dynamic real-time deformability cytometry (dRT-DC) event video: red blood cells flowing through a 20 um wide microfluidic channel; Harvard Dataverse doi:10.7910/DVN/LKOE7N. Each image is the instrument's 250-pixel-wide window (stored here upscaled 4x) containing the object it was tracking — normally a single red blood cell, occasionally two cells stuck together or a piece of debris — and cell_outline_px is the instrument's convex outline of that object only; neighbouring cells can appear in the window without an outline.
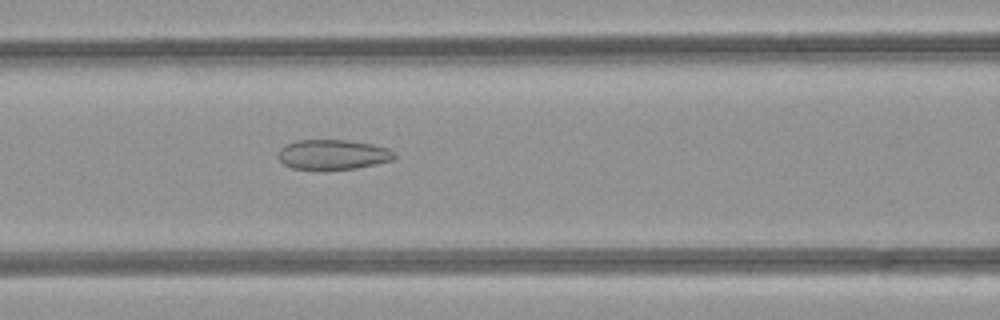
{"species": "common noctule bat (a hibernating species)", "species_latin": "Nyctalus noctula", "temperature_condition": "room temperature", "stored_images_in_passage": 40, "camera_frame_rate_fps": 3000, "um_per_image_px": 0.085, "animal": {"sex": "female", "body_mass_g": 21.9}, "frame": {"image": 1, "passage_image": 12, "time_ms": 3.667, "image_size_px": [1000, 320], "cell_outline_px": [[396, 156], [392, 160], [356, 168], [292, 168], [284, 164], [276, 156], [280, 148], [296, 140], [348, 140], [372, 144], [388, 148], [396, 152]], "centroid_in_image_um": [28.3, 13.11], "position_along_channel_um": 138.3, "area_um2": 19.94}}
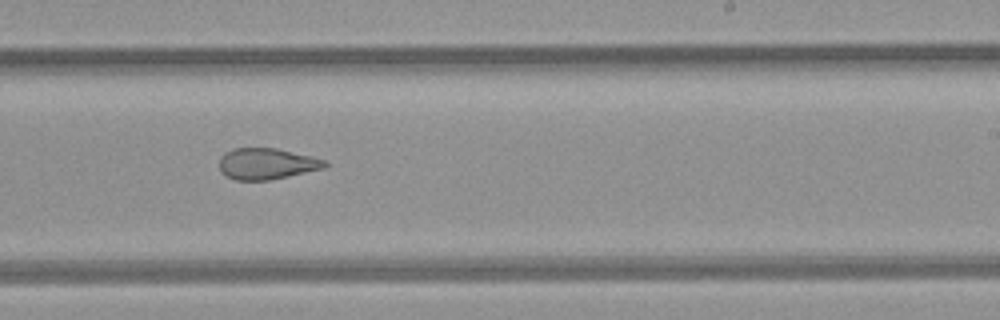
{"frame": {"image": 2, "passage_image": 21, "time_ms": 6.667, "image_size_px": [1000, 320], "cell_outline_px": [[328, 164], [324, 168], [288, 176], [268, 180], [236, 180], [224, 176], [220, 172], [220, 156], [224, 152], [232, 148], [276, 148], [312, 156], [324, 160]], "centroid_in_image_um": [22.62, 13.91], "position_along_channel_um": 266.4, "area_um2": 19.25}}
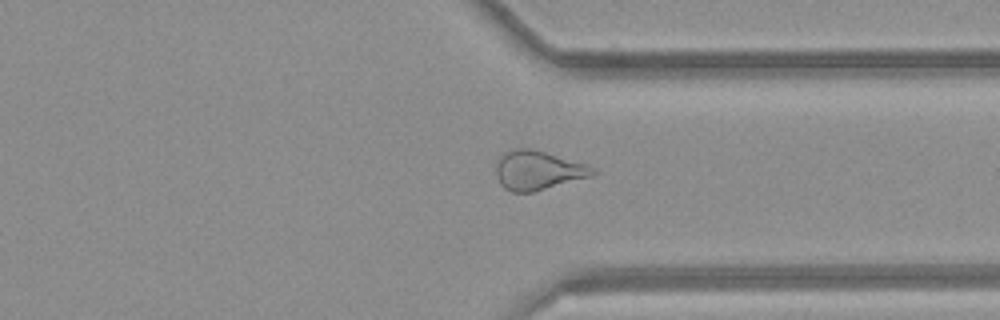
{"frame": {"image": 3, "passage_image": 28, "time_ms": 9.0, "image_size_px": [1000, 320], "cell_outline_px": [[596, 172], [592, 176], [532, 192], [512, 192], [504, 188], [500, 184], [496, 176], [496, 164], [500, 156], [504, 152], [512, 148], [528, 148], [544, 152], [588, 164], [596, 168]], "centroid_in_image_um": [45.71, 14.47], "position_along_channel_um": 365.7, "area_um2": 22.08}, "authors_computed_cell_mechanics": {"area_um2": 22.7443, "velocity_mm_per_s": 4.2726, "shape_relaxation_time_tau1_ms": null, "shape_relaxation_time_tau2_ms": 1.718, "deformation_change_tau1": null, "deformation_change_tau2": 0.0982}}